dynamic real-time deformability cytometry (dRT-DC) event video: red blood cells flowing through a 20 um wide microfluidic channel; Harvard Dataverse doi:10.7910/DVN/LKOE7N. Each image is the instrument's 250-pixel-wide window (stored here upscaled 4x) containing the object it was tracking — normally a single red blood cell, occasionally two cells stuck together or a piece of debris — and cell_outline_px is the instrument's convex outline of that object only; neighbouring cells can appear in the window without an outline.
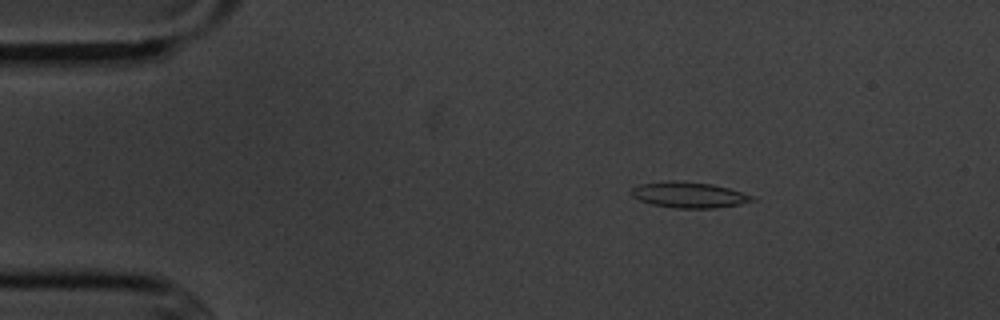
{"species": "common noctule bat (a hibernating species)", "species_latin": "Nyctalus noctula", "temperature_condition": "cold", "stored_images_in_passage": 54, "camera_frame_rate_fps": 3000, "um_per_image_px": 0.085, "animal": {"sex": "male", "body_mass_g": 20.1, "forearm_length_mm": 53.5}, "frame": {"image": 1, "passage_image": 8, "time_ms": 2.333, "image_size_px": [1000, 320], "cell_outline_px": [[756, 200], [740, 204], [712, 208], [676, 208], [652, 204], [640, 200], [632, 196], [632, 188], [640, 184], [668, 180], [680, 180], [712, 184], [728, 188], [752, 196]], "centroid_in_image_um": [58.54, 16.55], "position_along_channel_um": 26.5, "area_um2": 18.03}}
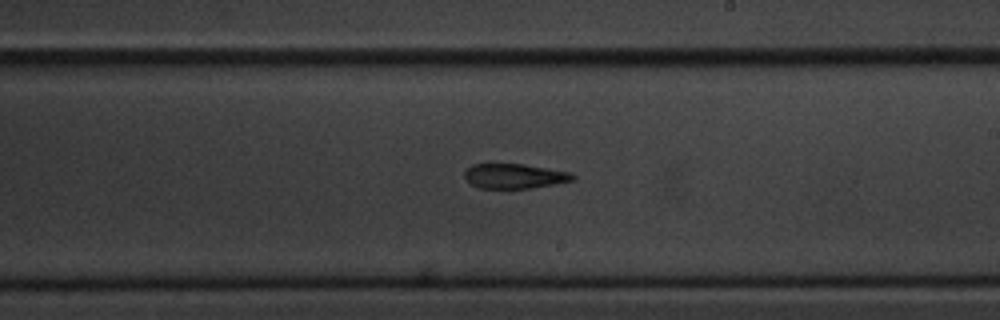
{"frame": {"image": 2, "passage_image": 31, "time_ms": 10.0, "image_size_px": [1000, 320], "cell_outline_px": [[576, 180], [528, 188], [480, 188], [472, 184], [464, 176], [464, 172], [472, 164], [524, 164], [572, 172], [576, 176]], "centroid_in_image_um": [43.77, 14.96], "position_along_channel_um": 245.2, "area_um2": 15.55}}
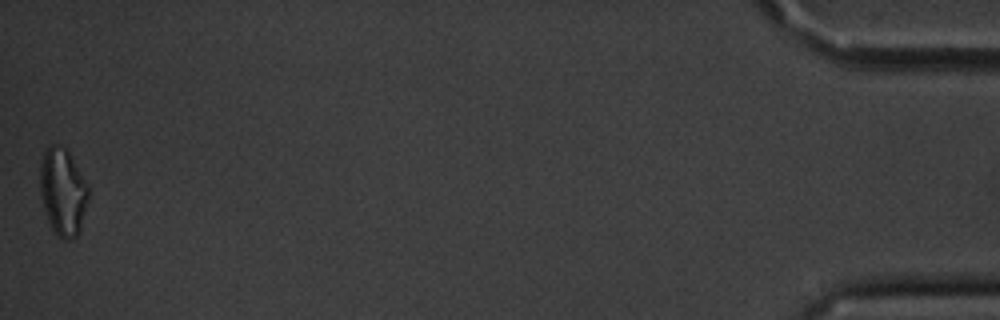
{"frame": {"image": 3, "passage_image": 54, "time_ms": 17.667, "image_size_px": [1000, 320], "cell_outline_px": [[88, 200], [80, 228], [76, 236], [68, 240], [64, 240], [56, 236], [48, 220], [40, 196], [40, 160], [48, 144], [60, 144], [68, 152], [88, 184]], "centroid_in_image_um": [5.32, 16.29], "position_along_channel_um": 429.9, "area_um2": 24.62}, "authors_computed_cell_mechanics": {"area_um2": 17.4845, "velocity_mm_per_s": 3.6181, "shape_relaxation_time_tau1_ms": 3.9039, "shape_relaxation_time_tau2_ms": 2.5893, "deformation_change_tau1": 0.1393, "deformation_change_tau2": 0.1245}}